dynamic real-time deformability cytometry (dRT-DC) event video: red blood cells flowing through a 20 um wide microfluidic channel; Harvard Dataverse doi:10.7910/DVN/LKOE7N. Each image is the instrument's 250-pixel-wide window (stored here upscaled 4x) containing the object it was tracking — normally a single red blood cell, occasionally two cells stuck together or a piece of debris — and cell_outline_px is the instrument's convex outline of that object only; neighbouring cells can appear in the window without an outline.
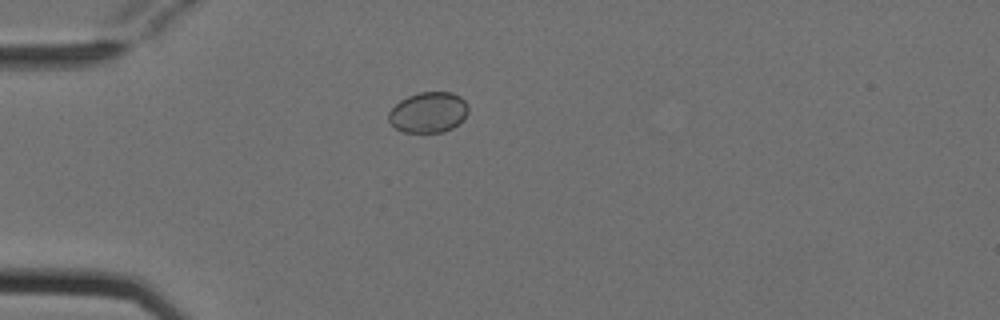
{"species": "Egyptian fruit bat (a non-hibernating species)", "species_latin": "Rousettus aegyptiacus", "temperature_condition": "cold", "stored_images_in_passage": 6, "camera_frame_rate_fps": 3000, "um_per_image_px": 0.085, "animal": {"sex": "female"}, "frame": {"image": 1, "passage_image": 4, "time_ms": 1.0, "image_size_px": [1000, 320], "cell_outline_px": [[468, 112], [464, 120], [452, 128], [444, 132], [400, 132], [388, 120], [388, 112], [400, 100], [408, 96], [420, 92], [452, 92], [460, 96], [468, 104]], "centroid_in_image_um": [36.43, 9.55], "position_along_channel_um": 48.6, "area_um2": 19.02}}
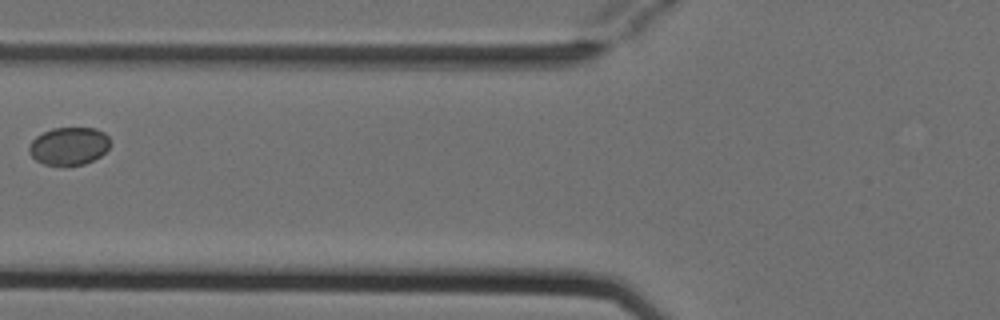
{"frame": {"image": 2, "passage_image": 6, "time_ms": 1.667, "image_size_px": [1000, 320], "cell_outline_px": [[112, 144], [100, 156], [84, 164], [68, 168], [64, 168], [44, 164], [36, 160], [28, 152], [28, 148], [32, 140], [36, 136], [52, 128], [96, 128], [104, 132], [108, 136]], "centroid_in_image_um": [5.86, 12.45], "position_along_channel_um": 119.9, "area_um2": 18.38}}